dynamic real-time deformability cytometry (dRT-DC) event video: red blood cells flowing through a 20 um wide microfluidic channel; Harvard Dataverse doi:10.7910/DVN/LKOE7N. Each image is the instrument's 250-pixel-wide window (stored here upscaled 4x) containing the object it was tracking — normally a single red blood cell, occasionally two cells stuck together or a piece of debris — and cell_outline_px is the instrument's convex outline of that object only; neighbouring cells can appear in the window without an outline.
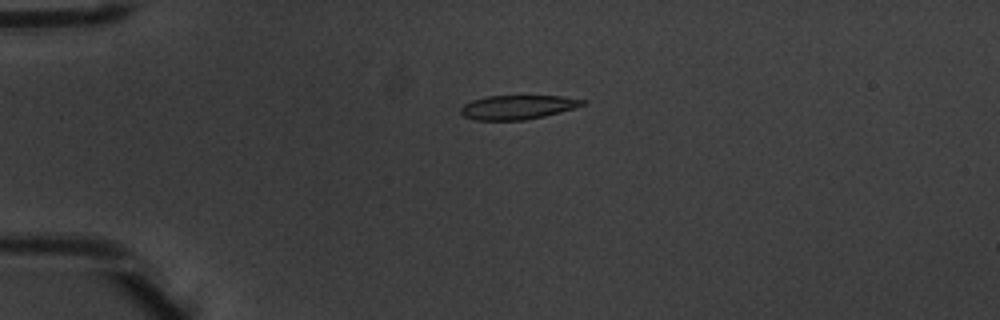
{"species": "common noctule bat (a hibernating species)", "species_latin": "Nyctalus noctula", "temperature_condition": "warm", "stored_images_in_passage": 4, "camera_frame_rate_fps": 3000, "um_per_image_px": 0.085, "animal": {"sex": "male", "body_mass_g": 20.1, "forearm_length_mm": 53.5}, "frame": {"image": 1, "passage_image": 4, "time_ms": 1.0, "image_size_px": [1000, 320], "cell_outline_px": [[588, 100], [584, 104], [572, 108], [544, 116], [524, 120], [476, 120], [464, 116], [460, 112], [460, 108], [464, 104], [472, 100], [488, 96], [560, 96]], "centroid_in_image_um": [43.97, 9.11], "position_along_channel_um": 41.0, "area_um2": 16.94}}